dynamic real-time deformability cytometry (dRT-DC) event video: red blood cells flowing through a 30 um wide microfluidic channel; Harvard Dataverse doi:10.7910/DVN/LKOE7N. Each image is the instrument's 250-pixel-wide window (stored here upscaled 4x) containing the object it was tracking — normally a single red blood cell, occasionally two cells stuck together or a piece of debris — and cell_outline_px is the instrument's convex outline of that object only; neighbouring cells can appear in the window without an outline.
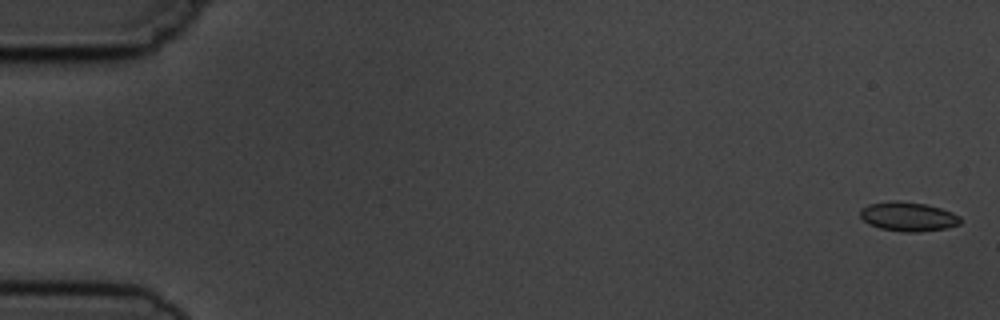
{"species": "common noctule bat (a hibernating species)", "species_latin": "Nyctalus noctula", "temperature_condition": "cold", "stored_images_in_passage": 8, "camera_frame_rate_fps": 3000, "um_per_image_px": 0.085, "animal": {"sex": "male", "body_mass_g": 19.5, "forearm_length_mm": 54.6}, "frame": {"image": 1, "passage_image": 1, "time_ms": 0.0, "image_size_px": [1000, 320], "cell_outline_px": [[960, 224], [944, 228], [920, 232], [904, 232], [880, 228], [868, 224], [860, 216], [860, 208], [868, 204], [892, 200], [896, 200], [924, 204], [940, 208], [952, 212], [960, 216]], "centroid_in_image_um": [77.16, 18.4], "position_along_channel_um": 7.8, "area_um2": 17.05}}
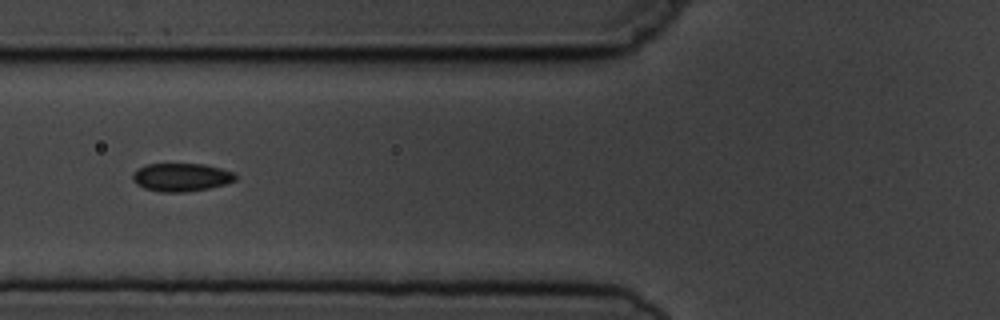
{"frame": {"image": 2, "passage_image": 6, "time_ms": 6.667, "image_size_px": [1000, 320], "cell_outline_px": [[236, 180], [224, 184], [208, 188], [184, 192], [160, 192], [144, 188], [136, 184], [132, 180], [132, 172], [136, 168], [144, 164], [204, 164], [236, 172]], "centroid_in_image_um": [15.37, 15.05], "position_along_channel_um": 110.4, "area_um2": 17.05}}
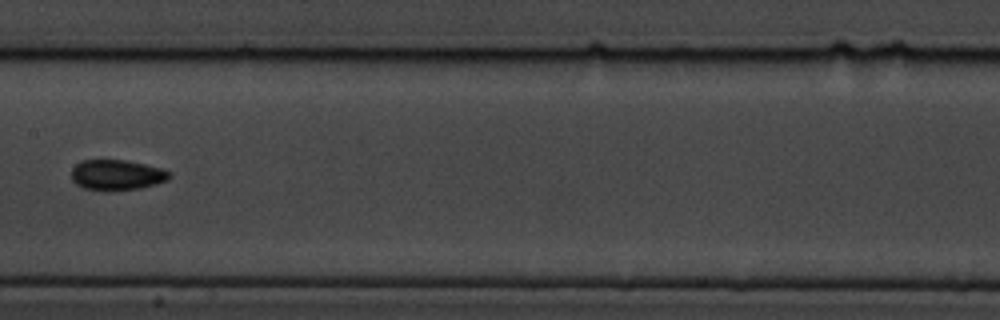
{"frame": {"image": 3, "passage_image": 8, "time_ms": 9.0, "image_size_px": [1000, 320], "cell_outline_px": [[172, 176], [168, 180], [156, 184], [140, 188], [112, 192], [108, 192], [84, 188], [76, 184], [72, 180], [72, 168], [76, 164], [84, 160], [124, 160], [144, 164], [160, 168], [172, 172]], "centroid_in_image_um": [9.94, 14.89], "position_along_channel_um": 197.5, "area_um2": 17.63}}